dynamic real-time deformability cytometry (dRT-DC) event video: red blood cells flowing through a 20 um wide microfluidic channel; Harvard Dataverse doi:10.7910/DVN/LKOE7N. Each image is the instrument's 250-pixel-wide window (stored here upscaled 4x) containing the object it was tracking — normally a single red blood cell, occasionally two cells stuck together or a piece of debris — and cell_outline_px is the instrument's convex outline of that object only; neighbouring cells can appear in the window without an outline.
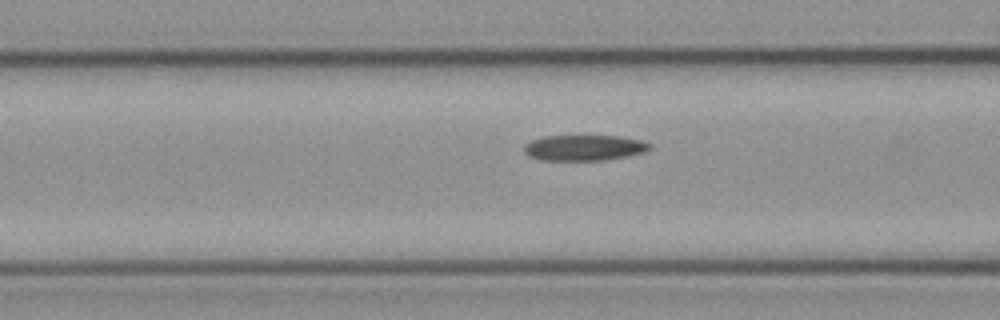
{"species": "common noctule bat (a hibernating species)", "species_latin": "Nyctalus noctula", "temperature_condition": "cold", "stored_images_in_passage": 9, "camera_frame_rate_fps": 3000, "um_per_image_px": 0.085, "animal": {"sex": "female", "body_mass_g": 21.9}, "frame": {"image": 1, "passage_image": 4, "time_ms": 1.0, "image_size_px": [1000, 320], "cell_outline_px": [[652, 148], [644, 152], [628, 156], [604, 160], [540, 160], [528, 156], [524, 152], [524, 144], [532, 140], [544, 136], [620, 136], [644, 140], [652, 144]], "centroid_in_image_um": [49.68, 12.56], "position_along_channel_um": 116.9, "area_um2": 19.02}}
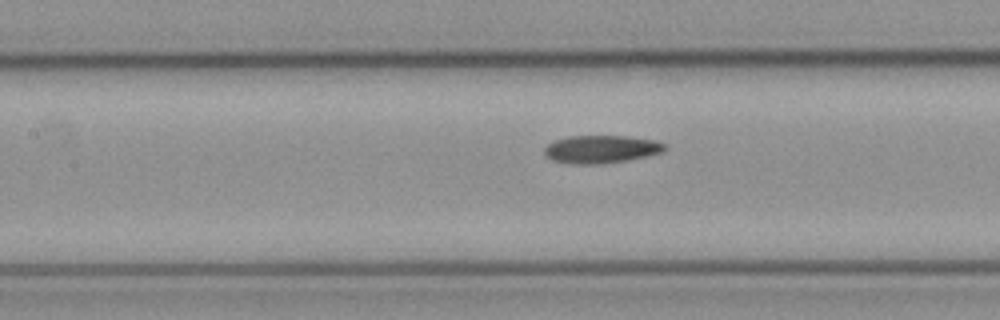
{"frame": {"image": 2, "passage_image": 7, "time_ms": 2.0, "image_size_px": [1000, 320], "cell_outline_px": [[668, 148], [664, 152], [648, 156], [628, 160], [600, 164], [572, 164], [552, 160], [544, 156], [544, 148], [552, 140], [568, 136], [624, 136], [652, 140], [664, 144]], "centroid_in_image_um": [51.06, 12.69], "position_along_channel_um": 156.3, "area_um2": 19.71}}